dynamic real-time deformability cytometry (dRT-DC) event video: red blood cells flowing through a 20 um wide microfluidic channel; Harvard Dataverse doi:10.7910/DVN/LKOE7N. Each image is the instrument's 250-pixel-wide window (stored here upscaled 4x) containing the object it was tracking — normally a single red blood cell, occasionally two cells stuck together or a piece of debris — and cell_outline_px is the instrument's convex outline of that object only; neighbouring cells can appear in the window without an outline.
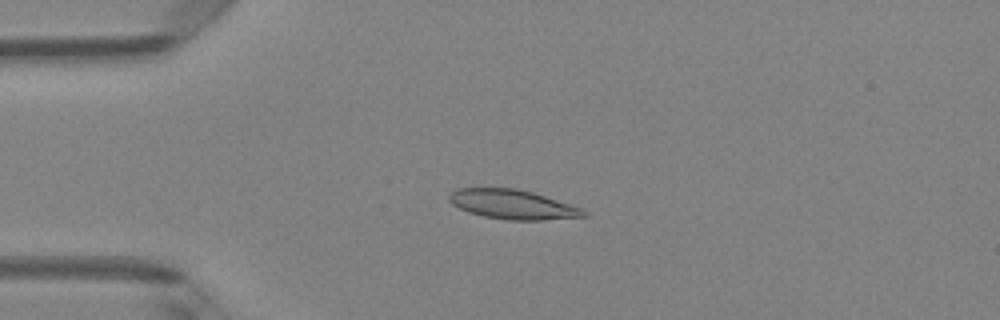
{"species": "Egyptian fruit bat (a non-hibernating species)", "species_latin": "Rousettus aegyptiacus", "temperature_condition": "room temperature", "stored_images_in_passage": 5, "camera_frame_rate_fps": 3000, "um_per_image_px": 0.085, "animal": {"sex": "female"}, "frame": {"image": 1, "passage_image": 2, "time_ms": 0.333, "image_size_px": [1000, 320], "cell_outline_px": [[588, 216], [540, 220], [508, 220], [484, 216], [468, 212], [452, 204], [448, 200], [448, 196], [456, 188], [516, 188], [532, 192], [584, 208], [588, 212]], "centroid_in_image_um": [43.6, 17.37], "position_along_channel_um": 41.4, "area_um2": 23.12}}
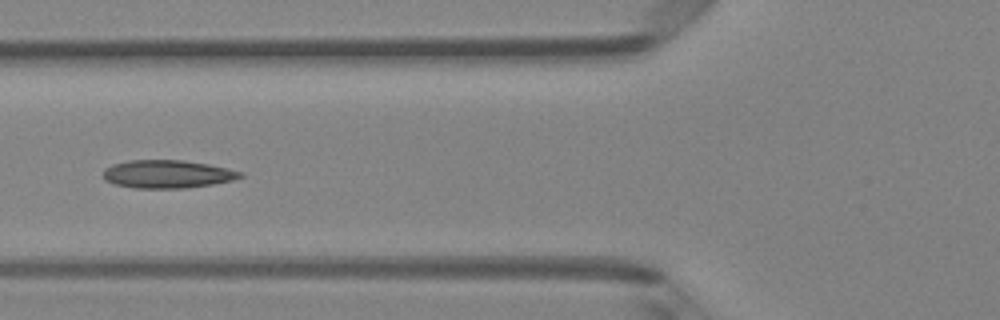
{"frame": {"image": 2, "passage_image": 4, "time_ms": 1.0, "image_size_px": [1000, 320], "cell_outline_px": [[244, 176], [232, 180], [212, 184], [184, 188], [136, 188], [116, 184], [104, 180], [104, 168], [112, 164], [128, 160], [184, 160], [208, 164], [228, 168], [244, 172]], "centroid_in_image_um": [14.24, 14.79], "position_along_channel_um": 111.6, "area_um2": 22.43}}
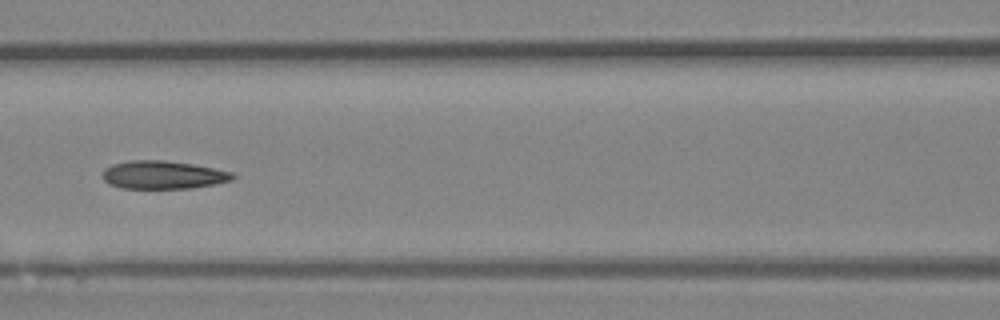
{"frame": {"image": 3, "passage_image": 5, "time_ms": 1.333, "image_size_px": [1000, 320], "cell_outline_px": [[236, 176], [232, 180], [192, 188], [120, 188], [108, 184], [104, 180], [104, 168], [112, 164], [128, 160], [164, 160], [192, 164], [232, 172]], "centroid_in_image_um": [13.83, 14.86], "position_along_channel_um": 152.8, "area_um2": 21.21}}